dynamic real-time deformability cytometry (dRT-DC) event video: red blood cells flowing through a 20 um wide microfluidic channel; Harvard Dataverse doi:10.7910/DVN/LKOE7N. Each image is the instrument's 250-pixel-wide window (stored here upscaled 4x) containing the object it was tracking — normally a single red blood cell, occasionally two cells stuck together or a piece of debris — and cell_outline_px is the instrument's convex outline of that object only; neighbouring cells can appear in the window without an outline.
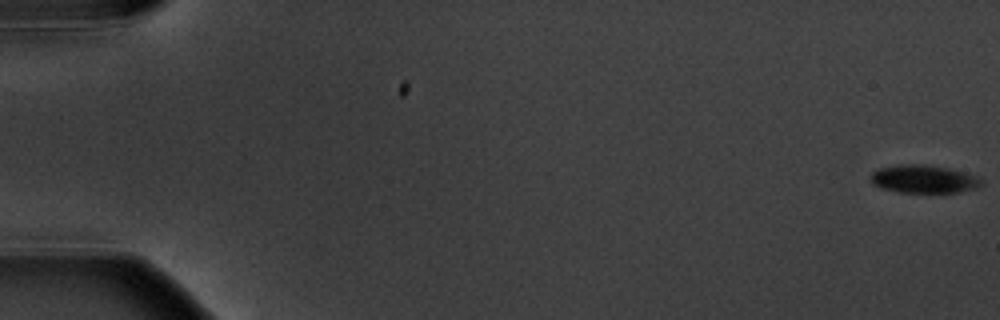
{"species": "common noctule bat (a hibernating species)", "species_latin": "Nyctalus noctula", "temperature_condition": "warm", "stored_images_in_passage": 7, "camera_frame_rate_fps": 3000, "um_per_image_px": 0.085, "animal": {"sex": "male", "body_mass_g": 20.1, "forearm_length_mm": 53.5}, "frame": {"image": 1, "passage_image": 1, "time_ms": 0.0, "image_size_px": [1000, 320], "cell_outline_px": [[984, 184], [976, 188], [960, 192], [900, 192], [880, 188], [872, 184], [872, 172], [880, 168], [900, 164], [924, 164], [948, 168], [980, 176], [984, 180]], "centroid_in_image_um": [78.57, 15.22], "position_along_channel_um": 6.4, "area_um2": 18.21}}
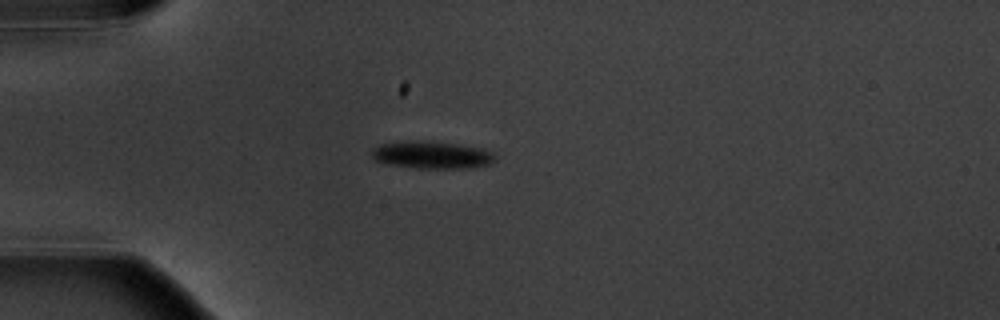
{"frame": {"image": 2, "passage_image": 5, "time_ms": 5.333, "image_size_px": [1000, 320], "cell_outline_px": [[496, 160], [488, 164], [468, 168], [416, 168], [388, 164], [376, 160], [372, 156], [372, 148], [380, 144], [408, 140], [416, 140], [456, 144], [484, 148], [492, 152], [496, 156]], "centroid_in_image_um": [36.71, 13.16], "position_along_channel_um": 48.3, "area_um2": 19.71}}